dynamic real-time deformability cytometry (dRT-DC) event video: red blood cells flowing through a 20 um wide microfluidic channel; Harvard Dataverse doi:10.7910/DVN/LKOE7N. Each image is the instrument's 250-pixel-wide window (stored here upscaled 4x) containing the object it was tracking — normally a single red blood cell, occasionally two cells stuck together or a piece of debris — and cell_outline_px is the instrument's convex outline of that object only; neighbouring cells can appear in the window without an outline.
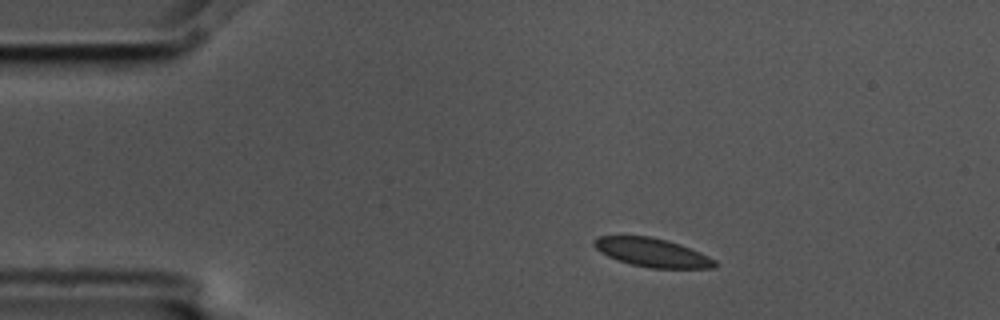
{"species": "common noctule bat (a hibernating species)", "species_latin": "Nyctalus noctula", "temperature_condition": "cold", "stored_images_in_passage": 3, "camera_frame_rate_fps": 3000, "um_per_image_px": 0.085, "animal": {"sex": "male", "body_mass_g": 17.5, "forearm_length_mm": 52.3}, "frame": {"image": 1, "passage_image": 1, "time_ms": 0.0, "image_size_px": [1000, 320], "cell_outline_px": [[716, 268], [652, 268], [632, 264], [616, 260], [600, 252], [592, 244], [592, 240], [596, 236], [652, 236], [668, 240], [680, 244], [700, 252], [716, 260]], "centroid_in_image_um": [55.42, 21.45], "position_along_channel_um": 29.6, "area_um2": 20.29}}
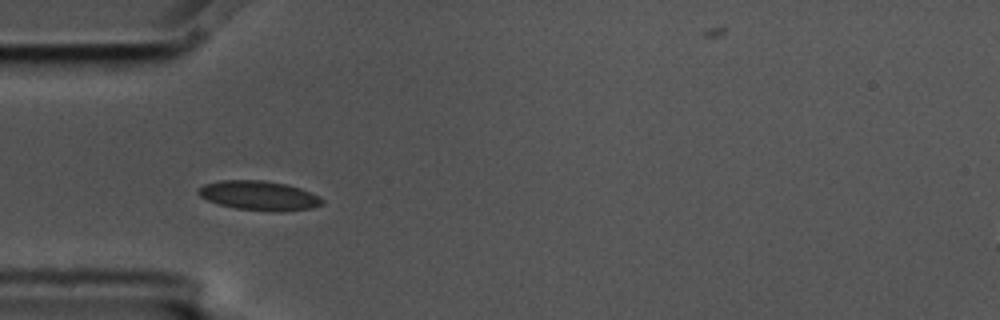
{"frame": {"image": 2, "passage_image": 2, "time_ms": 0.333, "image_size_px": [1000, 320], "cell_outline_px": [[324, 204], [312, 208], [280, 212], [272, 212], [236, 208], [216, 204], [200, 196], [196, 192], [196, 188], [204, 184], [220, 180], [264, 180], [284, 184], [300, 188], [320, 196], [324, 200]], "centroid_in_image_um": [22.01, 16.63], "position_along_channel_um": 63.0, "area_um2": 21.5}}